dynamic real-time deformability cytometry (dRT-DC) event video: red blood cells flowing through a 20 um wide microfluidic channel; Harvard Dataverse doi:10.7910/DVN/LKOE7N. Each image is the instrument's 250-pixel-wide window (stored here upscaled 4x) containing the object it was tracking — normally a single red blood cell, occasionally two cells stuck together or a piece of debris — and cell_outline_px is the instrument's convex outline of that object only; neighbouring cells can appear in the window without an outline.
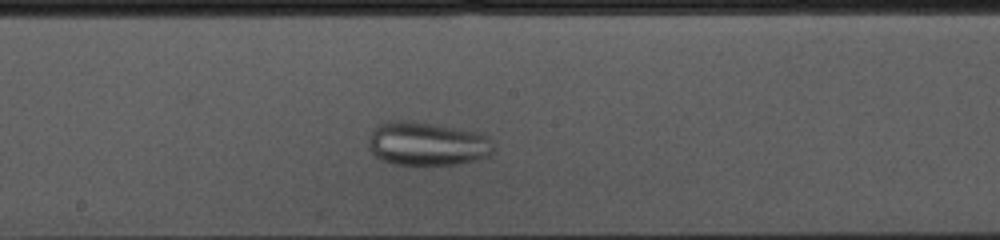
{"species": "common noctule bat (a hibernating species)", "species_latin": "Nyctalus noctula", "temperature_condition": "cold", "stored_images_in_passage": 36, "camera_frame_rate_fps": 3000, "um_per_image_px": 0.085, "animal": {"sex": "female", "body_mass_g": 10.0, "forearm_length_mm": 53.1}, "frame": {"image": 1, "passage_image": 21, "time_ms": 6.667, "image_size_px": [1000, 240], "cell_outline_px": [[496, 152], [492, 156], [456, 164], [392, 164], [380, 160], [372, 152], [368, 144], [368, 140], [372, 128], [384, 120], [408, 120], [436, 124], [480, 132], [492, 140], [496, 144]], "centroid_in_image_um": [36.33, 12.2], "position_along_channel_um": 211.9, "area_um2": 32.54}}
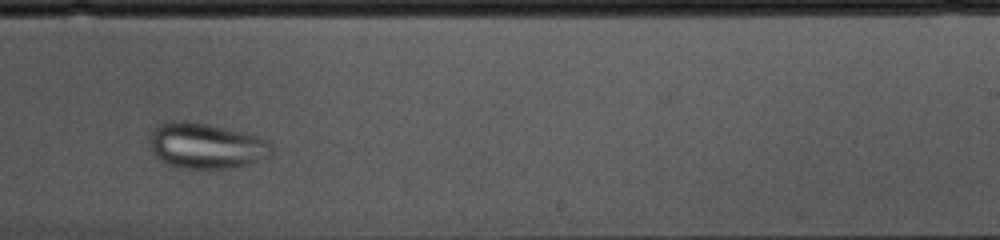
{"frame": {"image": 2, "passage_image": 26, "time_ms": 8.333, "image_size_px": [1000, 240], "cell_outline_px": [[272, 152], [268, 156], [248, 164], [236, 168], [180, 168], [168, 164], [160, 160], [152, 152], [148, 140], [152, 132], [160, 124], [168, 120], [192, 120], [248, 132], [264, 136], [272, 140]], "centroid_in_image_um": [17.56, 12.36], "position_along_channel_um": 271.4, "area_um2": 33.29}}